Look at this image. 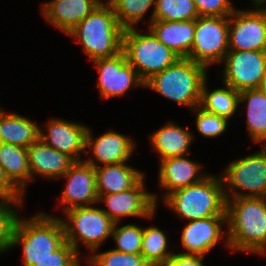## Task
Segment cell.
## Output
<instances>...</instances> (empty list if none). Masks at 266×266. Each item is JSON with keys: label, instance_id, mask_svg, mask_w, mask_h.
Returning a JSON list of instances; mask_svg holds the SVG:
<instances>
[{"label": "cell", "instance_id": "f1b7e54d", "mask_svg": "<svg viewBox=\"0 0 266 266\" xmlns=\"http://www.w3.org/2000/svg\"><path fill=\"white\" fill-rule=\"evenodd\" d=\"M151 21H189L199 16L193 0H156Z\"/></svg>", "mask_w": 266, "mask_h": 266}, {"label": "cell", "instance_id": "603a6c76", "mask_svg": "<svg viewBox=\"0 0 266 266\" xmlns=\"http://www.w3.org/2000/svg\"><path fill=\"white\" fill-rule=\"evenodd\" d=\"M0 166L8 181L23 195L31 179L27 148L0 142Z\"/></svg>", "mask_w": 266, "mask_h": 266}, {"label": "cell", "instance_id": "4fadbf2b", "mask_svg": "<svg viewBox=\"0 0 266 266\" xmlns=\"http://www.w3.org/2000/svg\"><path fill=\"white\" fill-rule=\"evenodd\" d=\"M99 70L98 87L103 97H115L125 94L132 85H142L144 82L137 71L127 62L123 52L111 58L94 60Z\"/></svg>", "mask_w": 266, "mask_h": 266}, {"label": "cell", "instance_id": "6da1fadb", "mask_svg": "<svg viewBox=\"0 0 266 266\" xmlns=\"http://www.w3.org/2000/svg\"><path fill=\"white\" fill-rule=\"evenodd\" d=\"M231 199V200H230ZM227 200V246L234 251L266 253L265 197H236Z\"/></svg>", "mask_w": 266, "mask_h": 266}, {"label": "cell", "instance_id": "ac0fdd59", "mask_svg": "<svg viewBox=\"0 0 266 266\" xmlns=\"http://www.w3.org/2000/svg\"><path fill=\"white\" fill-rule=\"evenodd\" d=\"M149 31L180 58H188L195 35V20L151 21Z\"/></svg>", "mask_w": 266, "mask_h": 266}, {"label": "cell", "instance_id": "9c48e42d", "mask_svg": "<svg viewBox=\"0 0 266 266\" xmlns=\"http://www.w3.org/2000/svg\"><path fill=\"white\" fill-rule=\"evenodd\" d=\"M222 176L224 187L248 191L247 194L234 191L233 196L226 192L227 200L230 197H266V144L260 152L231 162Z\"/></svg>", "mask_w": 266, "mask_h": 266}, {"label": "cell", "instance_id": "1f68e13d", "mask_svg": "<svg viewBox=\"0 0 266 266\" xmlns=\"http://www.w3.org/2000/svg\"><path fill=\"white\" fill-rule=\"evenodd\" d=\"M117 224H114L111 235L118 245V248L114 250L124 253L141 254L143 229L133 224L118 228Z\"/></svg>", "mask_w": 266, "mask_h": 266}, {"label": "cell", "instance_id": "3957f363", "mask_svg": "<svg viewBox=\"0 0 266 266\" xmlns=\"http://www.w3.org/2000/svg\"><path fill=\"white\" fill-rule=\"evenodd\" d=\"M218 178L207 176L196 184L179 188L165 196V202L180 217L189 221L227 216L226 190L221 177Z\"/></svg>", "mask_w": 266, "mask_h": 266}, {"label": "cell", "instance_id": "52a82bcc", "mask_svg": "<svg viewBox=\"0 0 266 266\" xmlns=\"http://www.w3.org/2000/svg\"><path fill=\"white\" fill-rule=\"evenodd\" d=\"M65 213L69 219V221L61 220L64 228L65 241L77 253L79 239L86 247L94 252L105 239L112 235V229L115 223L103 209L90 205L72 208Z\"/></svg>", "mask_w": 266, "mask_h": 266}, {"label": "cell", "instance_id": "7402d4cb", "mask_svg": "<svg viewBox=\"0 0 266 266\" xmlns=\"http://www.w3.org/2000/svg\"><path fill=\"white\" fill-rule=\"evenodd\" d=\"M200 165L185 158L184 156L172 157L161 160L159 180L162 187L171 192L196 184L207 176H199Z\"/></svg>", "mask_w": 266, "mask_h": 266}, {"label": "cell", "instance_id": "d4e9b609", "mask_svg": "<svg viewBox=\"0 0 266 266\" xmlns=\"http://www.w3.org/2000/svg\"><path fill=\"white\" fill-rule=\"evenodd\" d=\"M192 138L188 129L185 130L174 123H168L151 135V144L160 154V160H163L188 154Z\"/></svg>", "mask_w": 266, "mask_h": 266}, {"label": "cell", "instance_id": "836d02e7", "mask_svg": "<svg viewBox=\"0 0 266 266\" xmlns=\"http://www.w3.org/2000/svg\"><path fill=\"white\" fill-rule=\"evenodd\" d=\"M196 125L198 131L205 137H216L222 134L227 127V119L214 113H210L200 106L195 107Z\"/></svg>", "mask_w": 266, "mask_h": 266}, {"label": "cell", "instance_id": "484cf974", "mask_svg": "<svg viewBox=\"0 0 266 266\" xmlns=\"http://www.w3.org/2000/svg\"><path fill=\"white\" fill-rule=\"evenodd\" d=\"M247 101V126L255 142L266 141V96L259 88L240 92L239 103Z\"/></svg>", "mask_w": 266, "mask_h": 266}, {"label": "cell", "instance_id": "f35d334b", "mask_svg": "<svg viewBox=\"0 0 266 266\" xmlns=\"http://www.w3.org/2000/svg\"><path fill=\"white\" fill-rule=\"evenodd\" d=\"M259 89L266 96V77L261 81Z\"/></svg>", "mask_w": 266, "mask_h": 266}, {"label": "cell", "instance_id": "ba28073f", "mask_svg": "<svg viewBox=\"0 0 266 266\" xmlns=\"http://www.w3.org/2000/svg\"><path fill=\"white\" fill-rule=\"evenodd\" d=\"M229 51L228 17H198L188 59L208 67L224 60Z\"/></svg>", "mask_w": 266, "mask_h": 266}, {"label": "cell", "instance_id": "f546056e", "mask_svg": "<svg viewBox=\"0 0 266 266\" xmlns=\"http://www.w3.org/2000/svg\"><path fill=\"white\" fill-rule=\"evenodd\" d=\"M156 0H111L108 3L113 8L117 21L124 28H133L140 22L144 14ZM137 22V23H136Z\"/></svg>", "mask_w": 266, "mask_h": 266}, {"label": "cell", "instance_id": "4dcf8cb0", "mask_svg": "<svg viewBox=\"0 0 266 266\" xmlns=\"http://www.w3.org/2000/svg\"><path fill=\"white\" fill-rule=\"evenodd\" d=\"M22 200L0 198V253L12 247L14 232L19 220L17 212L11 209L10 204L12 206L21 204Z\"/></svg>", "mask_w": 266, "mask_h": 266}, {"label": "cell", "instance_id": "e575fe53", "mask_svg": "<svg viewBox=\"0 0 266 266\" xmlns=\"http://www.w3.org/2000/svg\"><path fill=\"white\" fill-rule=\"evenodd\" d=\"M78 253L65 241L50 256L38 261L34 266H80Z\"/></svg>", "mask_w": 266, "mask_h": 266}, {"label": "cell", "instance_id": "44dd1931", "mask_svg": "<svg viewBox=\"0 0 266 266\" xmlns=\"http://www.w3.org/2000/svg\"><path fill=\"white\" fill-rule=\"evenodd\" d=\"M85 162L95 167L98 195L116 194L129 190L143 177L141 172L125 165V162L100 167L93 159Z\"/></svg>", "mask_w": 266, "mask_h": 266}, {"label": "cell", "instance_id": "cb8c5ba5", "mask_svg": "<svg viewBox=\"0 0 266 266\" xmlns=\"http://www.w3.org/2000/svg\"><path fill=\"white\" fill-rule=\"evenodd\" d=\"M40 127L27 118L0 109V142L28 148L39 140Z\"/></svg>", "mask_w": 266, "mask_h": 266}, {"label": "cell", "instance_id": "ab89813d", "mask_svg": "<svg viewBox=\"0 0 266 266\" xmlns=\"http://www.w3.org/2000/svg\"><path fill=\"white\" fill-rule=\"evenodd\" d=\"M253 1L257 7H259L260 5H261V7L265 6V3H266V0H253Z\"/></svg>", "mask_w": 266, "mask_h": 266}, {"label": "cell", "instance_id": "d6986e66", "mask_svg": "<svg viewBox=\"0 0 266 266\" xmlns=\"http://www.w3.org/2000/svg\"><path fill=\"white\" fill-rule=\"evenodd\" d=\"M85 147L93 150L95 161L97 160L105 166L126 162L135 145L130 138L113 131L104 133L93 140L91 131L87 129Z\"/></svg>", "mask_w": 266, "mask_h": 266}, {"label": "cell", "instance_id": "ffe728a7", "mask_svg": "<svg viewBox=\"0 0 266 266\" xmlns=\"http://www.w3.org/2000/svg\"><path fill=\"white\" fill-rule=\"evenodd\" d=\"M29 171L44 177H62L75 162L67 154L44 144L40 139L28 148Z\"/></svg>", "mask_w": 266, "mask_h": 266}, {"label": "cell", "instance_id": "9a60e30c", "mask_svg": "<svg viewBox=\"0 0 266 266\" xmlns=\"http://www.w3.org/2000/svg\"><path fill=\"white\" fill-rule=\"evenodd\" d=\"M48 133L40 128L39 139L46 145L67 154L74 161H82L80 153H86V132L88 127L77 123L54 119L48 123Z\"/></svg>", "mask_w": 266, "mask_h": 266}, {"label": "cell", "instance_id": "8d00e7d4", "mask_svg": "<svg viewBox=\"0 0 266 266\" xmlns=\"http://www.w3.org/2000/svg\"><path fill=\"white\" fill-rule=\"evenodd\" d=\"M204 256L173 254L161 266H204L202 264Z\"/></svg>", "mask_w": 266, "mask_h": 266}, {"label": "cell", "instance_id": "d6a6232c", "mask_svg": "<svg viewBox=\"0 0 266 266\" xmlns=\"http://www.w3.org/2000/svg\"><path fill=\"white\" fill-rule=\"evenodd\" d=\"M87 261L91 266H150L141 254L124 253L114 249L93 254Z\"/></svg>", "mask_w": 266, "mask_h": 266}, {"label": "cell", "instance_id": "d590c367", "mask_svg": "<svg viewBox=\"0 0 266 266\" xmlns=\"http://www.w3.org/2000/svg\"><path fill=\"white\" fill-rule=\"evenodd\" d=\"M199 17H229L235 9L230 0H193Z\"/></svg>", "mask_w": 266, "mask_h": 266}, {"label": "cell", "instance_id": "83f0119b", "mask_svg": "<svg viewBox=\"0 0 266 266\" xmlns=\"http://www.w3.org/2000/svg\"><path fill=\"white\" fill-rule=\"evenodd\" d=\"M167 244V237L159 228L143 229L141 255L150 266H161L173 256L172 253L167 252Z\"/></svg>", "mask_w": 266, "mask_h": 266}, {"label": "cell", "instance_id": "7a4b0ae2", "mask_svg": "<svg viewBox=\"0 0 266 266\" xmlns=\"http://www.w3.org/2000/svg\"><path fill=\"white\" fill-rule=\"evenodd\" d=\"M123 31L111 5L102 2L69 35L82 43L84 52L94 61L111 58L122 52Z\"/></svg>", "mask_w": 266, "mask_h": 266}, {"label": "cell", "instance_id": "74e56055", "mask_svg": "<svg viewBox=\"0 0 266 266\" xmlns=\"http://www.w3.org/2000/svg\"><path fill=\"white\" fill-rule=\"evenodd\" d=\"M23 195L8 181L0 166V198L22 199Z\"/></svg>", "mask_w": 266, "mask_h": 266}, {"label": "cell", "instance_id": "5bb4252c", "mask_svg": "<svg viewBox=\"0 0 266 266\" xmlns=\"http://www.w3.org/2000/svg\"><path fill=\"white\" fill-rule=\"evenodd\" d=\"M62 177L68 178L61 194L65 212L98 202L95 167L83 161H75Z\"/></svg>", "mask_w": 266, "mask_h": 266}, {"label": "cell", "instance_id": "5b68a950", "mask_svg": "<svg viewBox=\"0 0 266 266\" xmlns=\"http://www.w3.org/2000/svg\"><path fill=\"white\" fill-rule=\"evenodd\" d=\"M65 242L61 219L37 214L31 219H19L14 232L12 247L23 246L24 266H34L50 256Z\"/></svg>", "mask_w": 266, "mask_h": 266}, {"label": "cell", "instance_id": "4316f807", "mask_svg": "<svg viewBox=\"0 0 266 266\" xmlns=\"http://www.w3.org/2000/svg\"><path fill=\"white\" fill-rule=\"evenodd\" d=\"M206 81L207 79L202 84L199 106L210 113L228 120L236 112L240 92L225 85L226 89L219 88L209 93L207 91L208 88H206Z\"/></svg>", "mask_w": 266, "mask_h": 266}, {"label": "cell", "instance_id": "30bf717a", "mask_svg": "<svg viewBox=\"0 0 266 266\" xmlns=\"http://www.w3.org/2000/svg\"><path fill=\"white\" fill-rule=\"evenodd\" d=\"M224 61L223 83L238 92L259 88L266 77V51H228Z\"/></svg>", "mask_w": 266, "mask_h": 266}, {"label": "cell", "instance_id": "7c38bea8", "mask_svg": "<svg viewBox=\"0 0 266 266\" xmlns=\"http://www.w3.org/2000/svg\"><path fill=\"white\" fill-rule=\"evenodd\" d=\"M144 177L131 189L109 195H98V202L105 201L109 210H103L114 223L122 216L152 217L155 213L157 198L144 192Z\"/></svg>", "mask_w": 266, "mask_h": 266}, {"label": "cell", "instance_id": "277c9868", "mask_svg": "<svg viewBox=\"0 0 266 266\" xmlns=\"http://www.w3.org/2000/svg\"><path fill=\"white\" fill-rule=\"evenodd\" d=\"M206 67L188 58H179L164 71L153 75L144 86L191 109L200 105L201 88L207 79Z\"/></svg>", "mask_w": 266, "mask_h": 266}, {"label": "cell", "instance_id": "8fae6325", "mask_svg": "<svg viewBox=\"0 0 266 266\" xmlns=\"http://www.w3.org/2000/svg\"><path fill=\"white\" fill-rule=\"evenodd\" d=\"M228 21L229 51H266V8L235 10Z\"/></svg>", "mask_w": 266, "mask_h": 266}, {"label": "cell", "instance_id": "2e32d148", "mask_svg": "<svg viewBox=\"0 0 266 266\" xmlns=\"http://www.w3.org/2000/svg\"><path fill=\"white\" fill-rule=\"evenodd\" d=\"M227 216H212L206 219L190 220L183 229L181 243L188 252L182 255L205 256L221 239V223Z\"/></svg>", "mask_w": 266, "mask_h": 266}, {"label": "cell", "instance_id": "e0dca14e", "mask_svg": "<svg viewBox=\"0 0 266 266\" xmlns=\"http://www.w3.org/2000/svg\"><path fill=\"white\" fill-rule=\"evenodd\" d=\"M101 3L100 0H53L43 5L42 12L50 24L69 34Z\"/></svg>", "mask_w": 266, "mask_h": 266}, {"label": "cell", "instance_id": "8992f818", "mask_svg": "<svg viewBox=\"0 0 266 266\" xmlns=\"http://www.w3.org/2000/svg\"><path fill=\"white\" fill-rule=\"evenodd\" d=\"M122 52L144 83L180 58L151 31L150 34L143 35L136 32L134 27L123 31Z\"/></svg>", "mask_w": 266, "mask_h": 266}]
</instances>
